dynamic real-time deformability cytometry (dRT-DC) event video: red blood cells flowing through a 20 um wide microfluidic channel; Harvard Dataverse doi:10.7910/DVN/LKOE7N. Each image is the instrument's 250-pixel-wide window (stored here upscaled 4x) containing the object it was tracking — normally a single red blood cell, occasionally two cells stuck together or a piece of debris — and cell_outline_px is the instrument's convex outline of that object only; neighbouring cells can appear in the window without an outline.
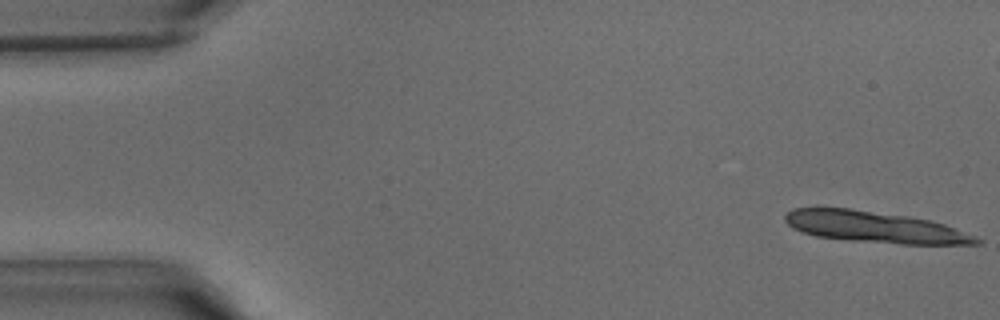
{"species": "common noctule bat (a hibernating species)", "species_latin": "Nyctalus noctula", "temperature_condition": "warm", "stored_images_in_passage": 9, "camera_frame_rate_fps": 3000, "um_per_image_px": 0.085, "animal": {"sex": "male", "body_mass_g": 15.6}, "frame": {"image": 1, "passage_image": 1, "time_ms": 0.0, "image_size_px": [1000, 320], "cell_outline_px": [[984, 240], [980, 244], [900, 244], [848, 240], [816, 236], [792, 228], [784, 220], [784, 216], [792, 208], [816, 204], [848, 208], [908, 216], [928, 220], [944, 224], [976, 236]], "centroid_in_image_um": [74.26, 19.26], "position_along_channel_um": 10.7, "area_um2": 35.55}}